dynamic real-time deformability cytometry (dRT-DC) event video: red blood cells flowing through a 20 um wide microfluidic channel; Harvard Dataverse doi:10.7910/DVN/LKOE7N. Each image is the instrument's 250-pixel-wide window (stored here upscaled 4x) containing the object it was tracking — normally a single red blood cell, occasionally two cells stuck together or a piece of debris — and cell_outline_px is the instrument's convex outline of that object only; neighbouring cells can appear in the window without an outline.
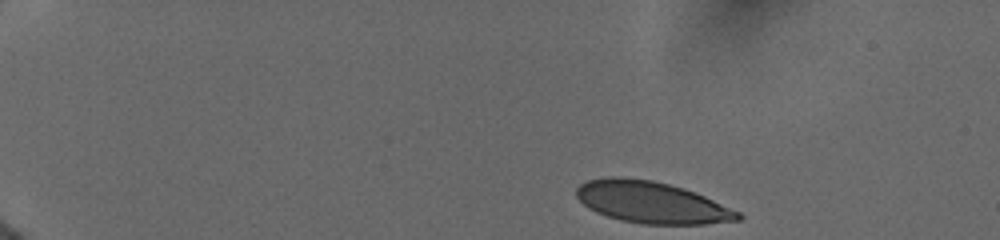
{"species": "human", "species_latin": "Homo sapiens", "temperature_condition": "cold", "stored_images_in_passage": 44, "camera_frame_rate_fps": 3000, "um_per_image_px": 0.085, "donor": {"sex": "female"}, "frame": {"image": 1, "passage_image": 1, "time_ms": 0.0, "image_size_px": [1000, 240], "cell_outline_px": [[744, 216], [740, 220], [704, 224], [640, 224], [620, 220], [596, 212], [588, 208], [576, 196], [576, 188], [580, 184], [588, 180], [604, 176], [624, 176], [652, 180], [684, 188], [696, 192], [740, 212]], "centroid_in_image_um": [55.38, 17.19], "position_along_channel_um": 29.6, "area_um2": 39.48}}
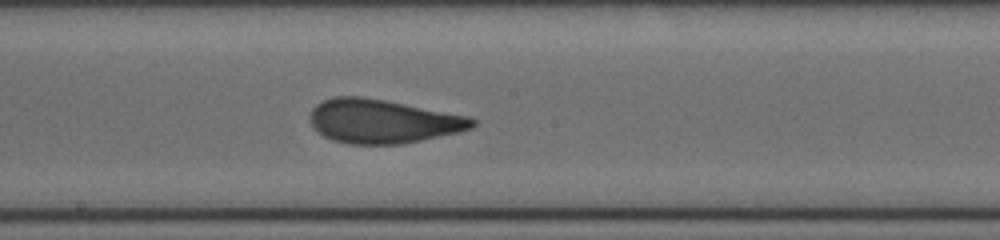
{"frame": {"image": 2, "passage_image": 23, "time_ms": 7.667, "image_size_px": [1000, 240], "cell_outline_px": [[476, 124], [472, 128], [460, 132], [404, 144], [348, 144], [332, 140], [324, 136], [312, 124], [308, 116], [312, 108], [316, 104], [324, 100], [336, 96], [360, 96], [384, 100], [468, 116], [476, 120]], "centroid_in_image_um": [32.53, 10.31], "position_along_channel_um": 215.7, "area_um2": 41.44}}
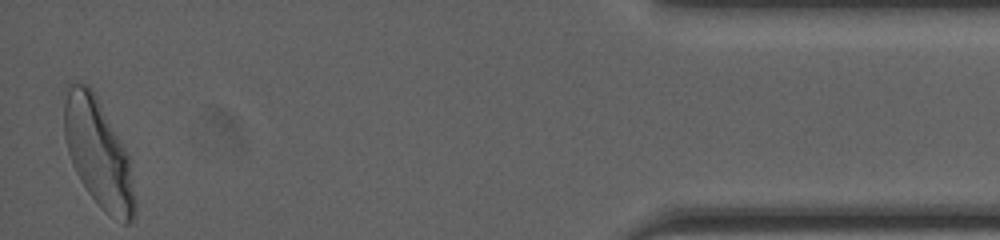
{"frame": {"image": 3, "passage_image": 44, "time_ms": 14.667, "image_size_px": [1000, 240], "cell_outline_px": [[136, 212], [132, 220], [128, 224], [124, 224], [108, 216], [100, 208], [88, 192], [80, 180], [72, 164], [68, 152], [64, 136], [64, 100], [68, 84], [72, 80], [76, 80], [88, 84], [92, 88], [124, 148], [128, 156], [136, 200]], "centroid_in_image_um": [8.34, 13.03], "position_along_channel_um": 426.9, "area_um2": 44.68}, "authors_computed_cell_mechanics": {"area_um2": 41.2114, "velocity_mm_per_s": 3.9154, "shape_relaxation_time_tau1_ms": 7.0685, "shape_relaxation_time_tau2_ms": null, "deformation_change_tau1": 0.206, "deformation_change_tau2": null}}